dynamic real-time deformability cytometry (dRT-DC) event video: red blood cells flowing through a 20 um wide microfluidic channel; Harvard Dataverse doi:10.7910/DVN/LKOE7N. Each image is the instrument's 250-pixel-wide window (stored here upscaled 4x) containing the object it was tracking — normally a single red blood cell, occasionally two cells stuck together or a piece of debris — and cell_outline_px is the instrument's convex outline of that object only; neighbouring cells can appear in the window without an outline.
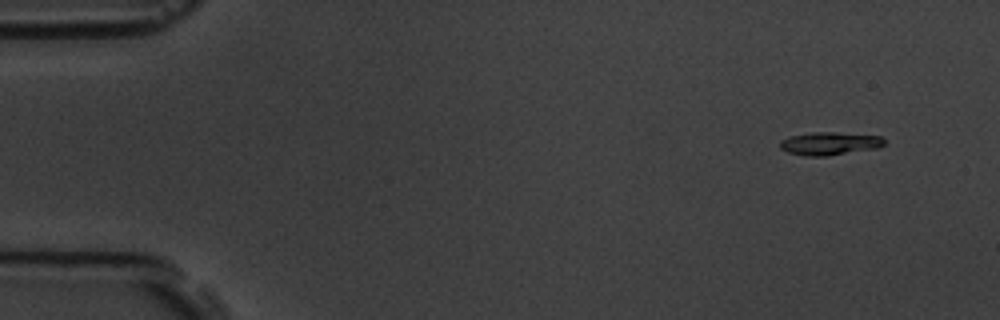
{"species": "common noctule bat (a hibernating species)", "species_latin": "Nyctalus noctula", "temperature_condition": "room temperature", "stored_images_in_passage": 7, "camera_frame_rate_fps": 3000, "um_per_image_px": 0.085, "animal": {"sex": "male", "body_mass_g": 19.5, "forearm_length_mm": 54.6}, "frame": {"image": 1, "passage_image": 1, "time_ms": 0.0, "image_size_px": [1000, 320], "cell_outline_px": [[884, 144], [876, 148], [828, 156], [808, 156], [788, 152], [780, 148], [780, 140], [788, 136], [812, 132], [836, 132], [880, 136], [884, 140]], "centroid_in_image_um": [70.48, 12.19], "position_along_channel_um": 14.5, "area_um2": 13.93}}
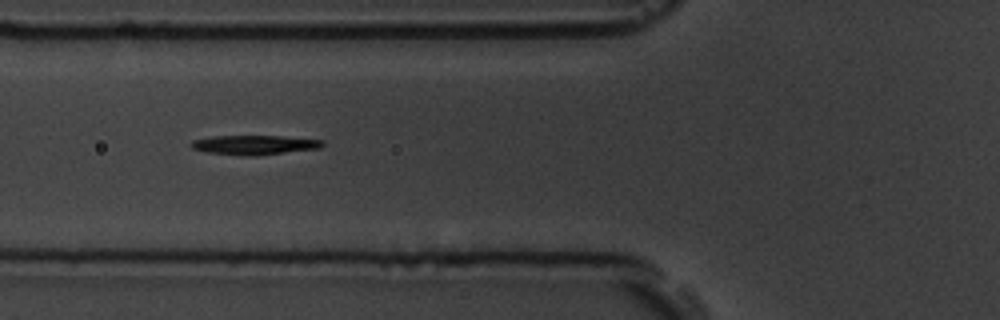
{"frame": {"image": 2, "passage_image": 6, "time_ms": 5.667, "image_size_px": [1000, 320], "cell_outline_px": [[324, 144], [320, 148], [256, 156], [248, 156], [208, 152], [192, 148], [188, 144], [192, 140], [212, 136], [280, 136], [324, 140]], "centroid_in_image_um": [21.62, 12.31], "position_along_channel_um": 104.2, "area_um2": 14.85}}
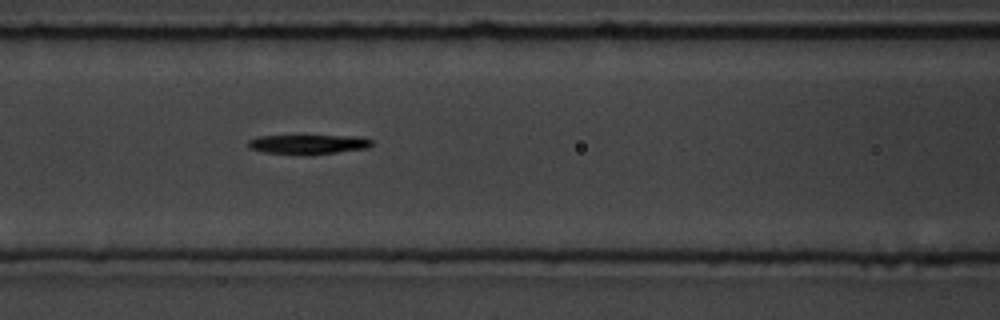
{"frame": {"image": 3, "passage_image": 7, "time_ms": 6.667, "image_size_px": [1000, 320], "cell_outline_px": [[372, 144], [368, 148], [312, 156], [300, 156], [264, 152], [248, 148], [248, 140], [256, 136], [360, 136], [372, 140]], "centroid_in_image_um": [26.18, 12.29], "position_along_channel_um": 140.4, "area_um2": 14.51}}